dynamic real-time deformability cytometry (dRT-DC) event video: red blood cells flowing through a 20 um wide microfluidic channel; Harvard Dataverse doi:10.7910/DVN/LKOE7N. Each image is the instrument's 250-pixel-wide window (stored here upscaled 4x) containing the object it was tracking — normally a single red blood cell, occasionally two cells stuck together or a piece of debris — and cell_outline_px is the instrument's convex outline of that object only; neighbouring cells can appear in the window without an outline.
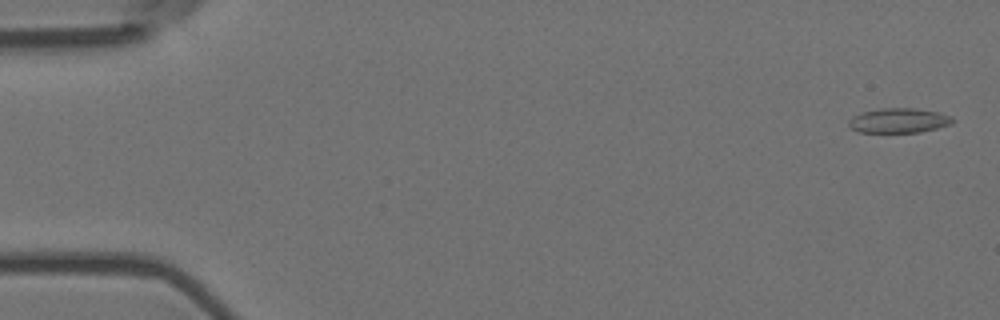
{"species": "Egyptian fruit bat (a non-hibernating species)", "species_latin": "Rousettus aegyptiacus", "temperature_condition": "room temperature", "stored_images_in_passage": 5, "camera_frame_rate_fps": 3000, "um_per_image_px": 0.085, "animal": {"sex": "female"}, "frame": {"image": 1, "passage_image": 1, "time_ms": 0.0, "image_size_px": [1000, 320], "cell_outline_px": [[956, 120], [952, 124], [920, 132], [860, 132], [852, 128], [848, 124], [848, 120], [852, 116], [864, 112], [884, 108], [912, 108], [940, 112], [952, 116]], "centroid_in_image_um": [76.45, 10.24], "position_along_channel_um": 8.6, "area_um2": 14.91}}
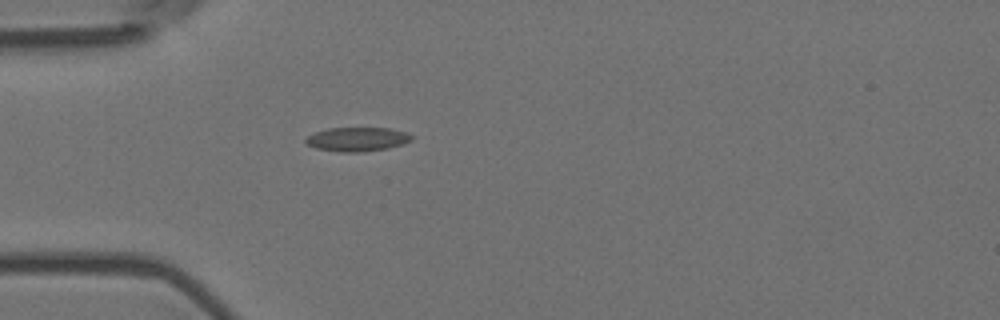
{"frame": {"image": 2, "passage_image": 5, "time_ms": 1.333, "image_size_px": [1000, 320], "cell_outline_px": [[416, 136], [412, 140], [388, 148], [364, 152], [340, 152], [316, 148], [308, 144], [304, 140], [308, 136], [316, 132], [328, 128], [388, 128], [404, 132]], "centroid_in_image_um": [30.38, 11.84], "position_along_channel_um": 54.6, "area_um2": 14.74}}